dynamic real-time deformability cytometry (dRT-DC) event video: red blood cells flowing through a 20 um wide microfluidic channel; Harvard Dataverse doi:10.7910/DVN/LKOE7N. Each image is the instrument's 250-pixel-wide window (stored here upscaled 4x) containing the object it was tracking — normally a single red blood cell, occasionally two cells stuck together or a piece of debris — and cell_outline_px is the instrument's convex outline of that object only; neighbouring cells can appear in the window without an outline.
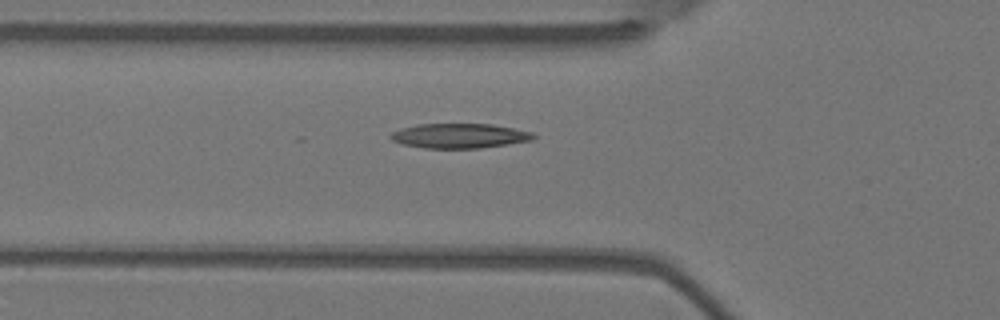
{"species": "Egyptian fruit bat (a non-hibernating species)", "species_latin": "Rousettus aegyptiacus", "temperature_condition": "warm", "stored_images_in_passage": 3, "camera_frame_rate_fps": 3000, "um_per_image_px": 0.085, "animal": {"sex": "female"}, "frame": {"image": 1, "passage_image": 3, "time_ms": 0.667, "image_size_px": [1000, 320], "cell_outline_px": [[536, 136], [532, 140], [480, 148], [424, 148], [404, 144], [392, 140], [388, 136], [392, 132], [400, 128], [416, 124], [492, 124], [532, 132]], "centroid_in_image_um": [39.02, 11.54], "position_along_channel_um": 86.8, "area_um2": 20.46}}